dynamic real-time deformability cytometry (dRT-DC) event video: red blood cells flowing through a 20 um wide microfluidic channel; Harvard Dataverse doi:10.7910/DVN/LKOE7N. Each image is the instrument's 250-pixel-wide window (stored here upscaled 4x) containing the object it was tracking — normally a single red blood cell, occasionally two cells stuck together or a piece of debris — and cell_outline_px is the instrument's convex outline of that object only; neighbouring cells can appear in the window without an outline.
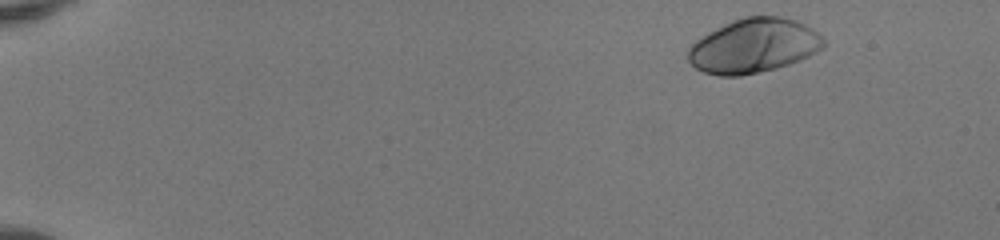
{"species": "human", "species_latin": "Homo sapiens", "temperature_condition": "room temperature", "stored_images_in_passage": 47, "camera_frame_rate_fps": 3000, "um_per_image_px": 0.085, "donor": {"sex": "female"}, "frame": {"image": 1, "passage_image": 2, "time_ms": 0.333, "image_size_px": [1000, 240], "cell_outline_px": [[824, 48], [800, 60], [776, 68], [740, 76], [720, 76], [704, 72], [696, 68], [688, 60], [688, 48], [696, 40], [708, 32], [724, 24], [744, 16], [780, 16], [796, 20], [812, 28], [824, 40]], "centroid_in_image_um": [64.06, 3.89], "position_along_channel_um": 20.9, "area_um2": 42.71}}
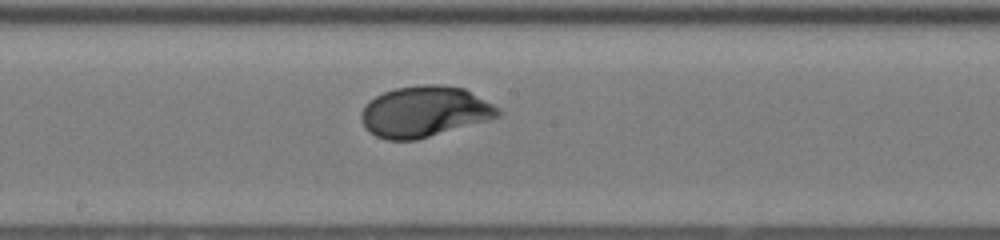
{"frame": {"image": 2, "passage_image": 26, "time_ms": 8.333, "image_size_px": [1000, 240], "cell_outline_px": [[500, 116], [488, 120], [416, 140], [388, 140], [376, 136], [368, 132], [364, 128], [360, 116], [360, 112], [368, 100], [384, 92], [396, 88], [424, 84], [440, 84], [464, 88], [500, 108]], "centroid_in_image_um": [36.05, 9.49], "position_along_channel_um": 212.1, "area_um2": 40.63}}
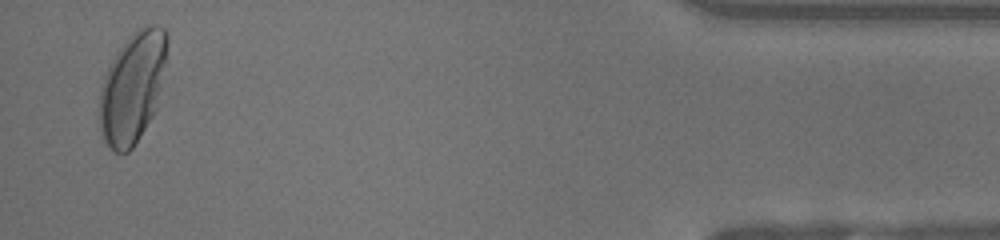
{"frame": {"image": 3, "passage_image": 46, "time_ms": 15.0, "image_size_px": [1000, 240], "cell_outline_px": [[168, 40], [164, 64], [156, 108], [152, 116], [132, 148], [128, 152], [120, 156], [104, 140], [100, 128], [100, 88], [104, 76], [116, 52], [136, 28], [144, 24], [156, 24], [164, 28], [168, 32]], "centroid_in_image_um": [11.26, 7.39], "position_along_channel_um": 423.9, "area_um2": 43.35}, "authors_computed_cell_mechanics": {"area_um2": 39.7664, "velocity_mm_per_s": 4.117, "shape_relaxation_time_tau1_ms": 2.4733, "shape_relaxation_time_tau2_ms": null, "deformation_change_tau1": 0.1763, "deformation_change_tau2": null}}